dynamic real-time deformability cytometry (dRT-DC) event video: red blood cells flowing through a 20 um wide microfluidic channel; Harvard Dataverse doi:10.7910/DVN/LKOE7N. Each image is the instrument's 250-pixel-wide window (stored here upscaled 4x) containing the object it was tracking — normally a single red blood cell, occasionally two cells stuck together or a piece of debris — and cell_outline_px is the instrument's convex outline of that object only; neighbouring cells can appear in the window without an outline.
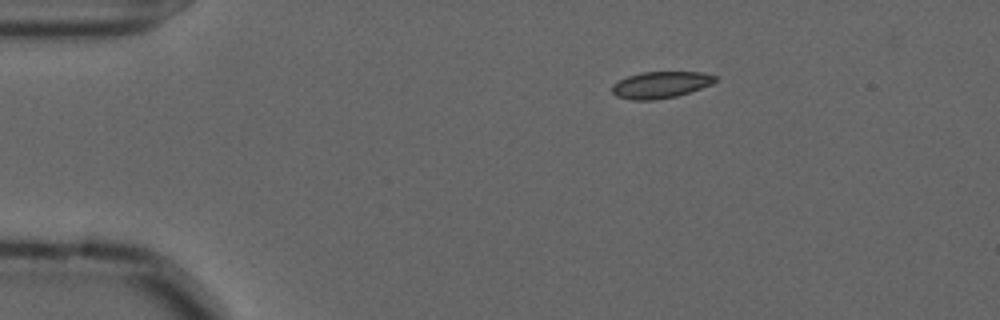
{"species": "common noctule bat (a hibernating species)", "species_latin": "Nyctalus noctula", "temperature_condition": "cold", "stored_images_in_passage": 48, "camera_frame_rate_fps": 3000, "um_per_image_px": 0.085, "animal": {"sex": "male", "forearm_length_mm": 52.5}, "frame": {"image": 1, "passage_image": 1, "time_ms": 0.0, "image_size_px": [1000, 320], "cell_outline_px": [[716, 80], [712, 84], [676, 96], [652, 100], [632, 100], [616, 96], [612, 92], [612, 84], [628, 76], [640, 72], [700, 72], [716, 76]], "centroid_in_image_um": [56.12, 7.2], "position_along_channel_um": 28.9, "area_um2": 15.84}}
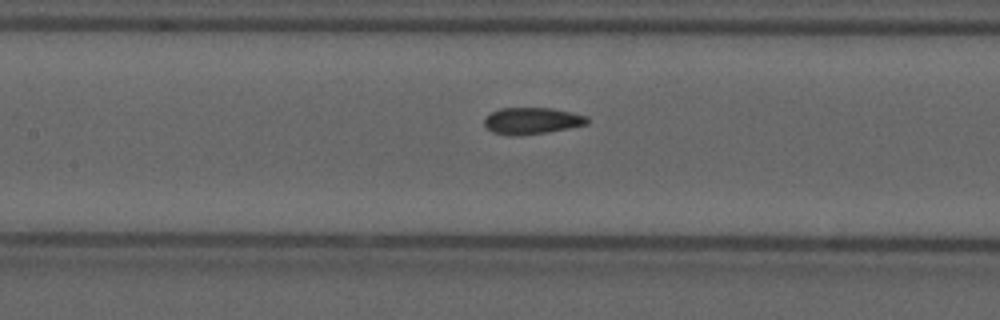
{"frame": {"image": 2, "passage_image": 17, "time_ms": 5.333, "image_size_px": [1000, 320], "cell_outline_px": [[588, 124], [548, 132], [492, 132], [484, 124], [484, 116], [500, 108], [552, 108], [572, 112], [588, 116]], "centroid_in_image_um": [45.27, 10.2], "position_along_channel_um": 162.1, "area_um2": 15.2}}
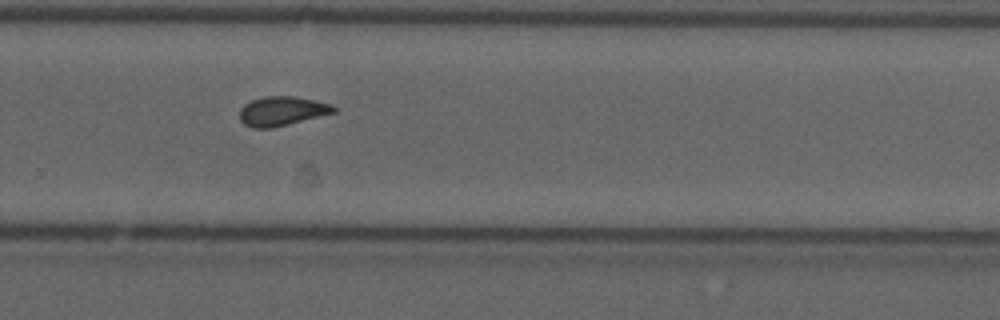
{"frame": {"image": 3, "passage_image": 29, "time_ms": 9.333, "image_size_px": [1000, 320], "cell_outline_px": [[336, 112], [272, 128], [252, 128], [244, 124], [240, 120], [240, 108], [244, 104], [252, 100], [264, 96], [292, 96], [316, 100], [332, 104], [336, 108]], "centroid_in_image_um": [23.96, 9.44], "position_along_channel_um": 305.8, "area_um2": 16.07}, "authors_computed_cell_mechanics": {"area_um2": 16.0684, "velocity_mm_per_s": 3.6074, "shape_relaxation_time_tau1_ms": null, "shape_relaxation_time_tau2_ms": 2.5205, "deformation_change_tau1": null, "deformation_change_tau2": 0.0492}}